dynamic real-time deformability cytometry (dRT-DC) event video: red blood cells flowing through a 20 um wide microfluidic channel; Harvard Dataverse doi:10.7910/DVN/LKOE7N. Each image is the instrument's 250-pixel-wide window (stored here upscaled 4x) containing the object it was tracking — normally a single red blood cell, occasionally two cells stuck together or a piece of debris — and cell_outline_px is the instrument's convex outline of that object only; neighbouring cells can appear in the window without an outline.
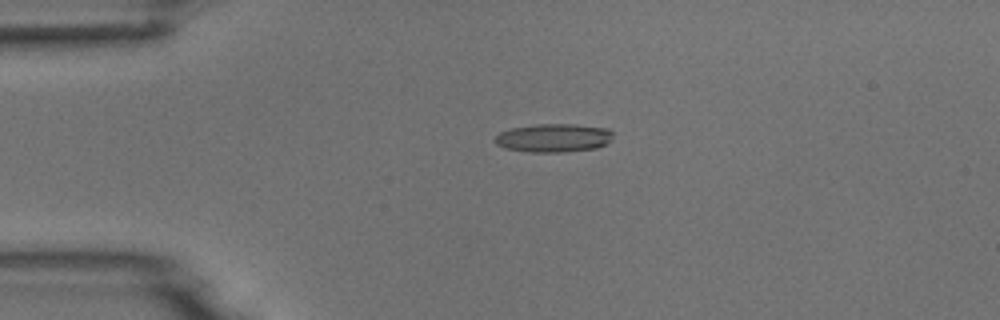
{"species": "common noctule bat (a hibernating species)", "species_latin": "Nyctalus noctula", "temperature_condition": "room temperature", "stored_images_in_passage": 9, "camera_frame_rate_fps": 3000, "um_per_image_px": 0.085, "animal": {"sex": "male", "body_mass_g": 18.8}, "frame": {"image": 1, "passage_image": 4, "time_ms": 3.333, "image_size_px": [1000, 320], "cell_outline_px": [[612, 140], [596, 148], [564, 152], [532, 152], [508, 148], [496, 144], [496, 136], [500, 132], [512, 128], [536, 124], [576, 124], [608, 128], [612, 132]], "centroid_in_image_um": [47.1, 11.71], "position_along_channel_um": 37.9, "area_um2": 19.42}}